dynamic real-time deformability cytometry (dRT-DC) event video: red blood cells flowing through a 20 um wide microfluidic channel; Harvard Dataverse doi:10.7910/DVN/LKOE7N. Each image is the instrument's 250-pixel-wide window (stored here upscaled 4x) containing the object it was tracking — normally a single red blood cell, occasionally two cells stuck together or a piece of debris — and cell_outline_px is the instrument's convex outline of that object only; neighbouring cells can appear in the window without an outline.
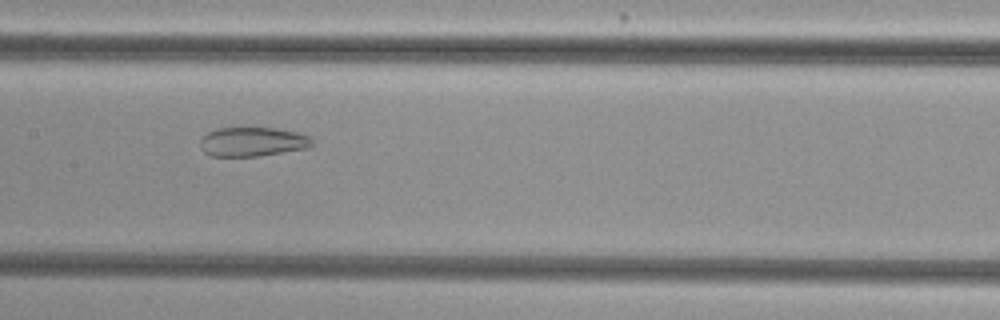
{"species": "common noctule bat (a hibernating species)", "species_latin": "Nyctalus noctula", "temperature_condition": "cold", "stored_images_in_passage": 48, "camera_frame_rate_fps": 3000, "um_per_image_px": 0.085, "animal": {"sex": "female", "body_mass_g": 29.2, "forearm_length_mm": 56.3}, "frame": {"image": 1, "passage_image": 21, "time_ms": 6.667, "image_size_px": [1000, 320], "cell_outline_px": [[312, 144], [308, 148], [256, 156], [212, 156], [204, 152], [200, 148], [200, 140], [208, 132], [220, 128], [276, 128], [296, 132], [312, 136]], "centroid_in_image_um": [21.47, 12.05], "position_along_channel_um": 185.9, "area_um2": 18.96}}
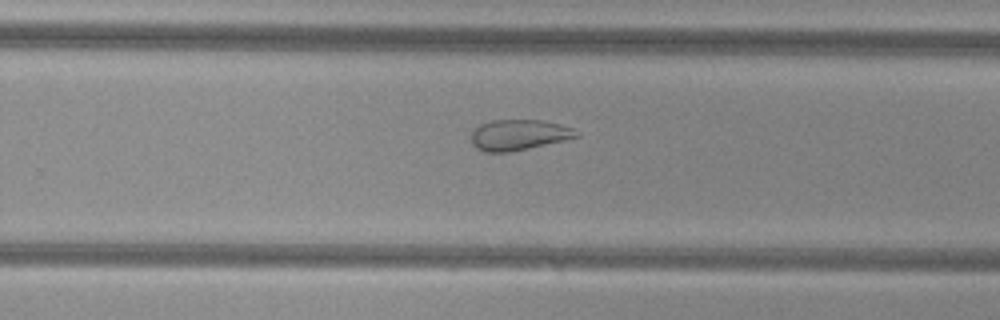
{"frame": {"image": 2, "passage_image": 29, "time_ms": 9.333, "image_size_px": [1000, 320], "cell_outline_px": [[580, 136], [564, 140], [528, 148], [508, 152], [484, 152], [476, 148], [472, 144], [472, 132], [480, 124], [492, 120], [544, 120], [560, 124], [572, 128], [580, 132]], "centroid_in_image_um": [44.11, 11.46], "position_along_channel_um": 285.7, "area_um2": 18.73}}
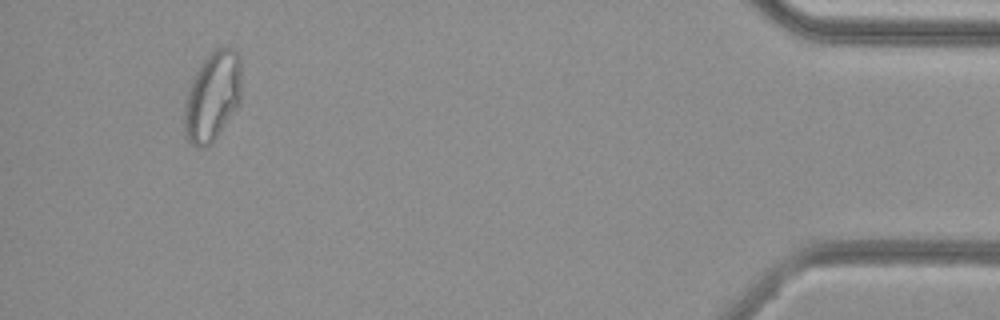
{"frame": {"image": 3, "passage_image": 45, "time_ms": 14.667, "image_size_px": [1000, 320], "cell_outline_px": [[240, 104], [216, 136], [208, 144], [200, 148], [196, 148], [184, 136], [184, 104], [192, 80], [200, 64], [208, 52], [216, 48], [228, 44], [236, 48], [240, 52]], "centroid_in_image_um": [18.07, 8.11], "position_along_channel_um": 417.1, "area_um2": 30.11}, "authors_computed_cell_mechanics": {"area_um2": 26.2123, "velocity_mm_per_s": 3.7489, "shape_relaxation_time_tau1_ms": null, "shape_relaxation_time_tau2_ms": 2.0118, "deformation_change_tau1": null, "deformation_change_tau2": 0.0882}}